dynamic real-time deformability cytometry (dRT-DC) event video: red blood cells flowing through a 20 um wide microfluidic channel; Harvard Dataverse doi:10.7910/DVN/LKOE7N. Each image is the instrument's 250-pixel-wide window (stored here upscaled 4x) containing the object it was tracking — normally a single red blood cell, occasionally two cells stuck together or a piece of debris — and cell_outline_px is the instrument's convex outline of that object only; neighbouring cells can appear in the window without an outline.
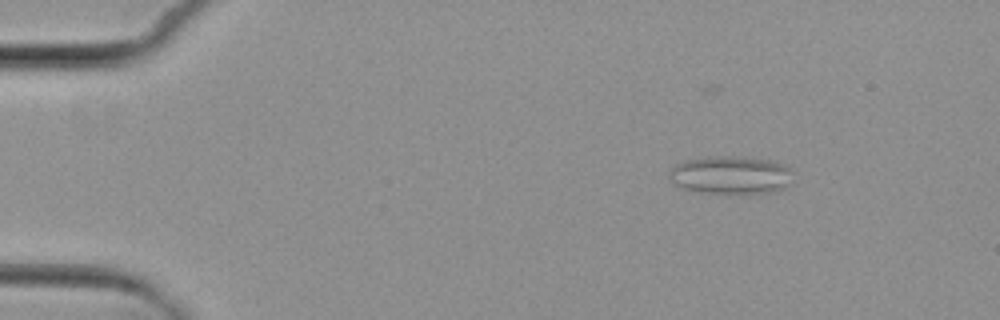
{"species": "common noctule bat (a hibernating species)", "species_latin": "Nyctalus noctula", "temperature_condition": "cold", "stored_images_in_passage": 6, "camera_frame_rate_fps": 3000, "um_per_image_px": 0.085, "animal": {"sex": "female", "body_mass_g": 29.2, "forearm_length_mm": 56.3}, "frame": {"image": 1, "passage_image": 3, "time_ms": 2.333, "image_size_px": [1000, 320], "cell_outline_px": [[792, 172], [788, 184], [784, 188], [768, 192], [740, 196], [700, 192], [684, 188], [676, 184], [668, 176], [672, 168], [676, 164], [688, 160], [716, 156], [732, 156], [768, 160], [792, 168]], "centroid_in_image_um": [62.13, 14.92], "position_along_channel_um": 22.9, "area_um2": 27.57}}